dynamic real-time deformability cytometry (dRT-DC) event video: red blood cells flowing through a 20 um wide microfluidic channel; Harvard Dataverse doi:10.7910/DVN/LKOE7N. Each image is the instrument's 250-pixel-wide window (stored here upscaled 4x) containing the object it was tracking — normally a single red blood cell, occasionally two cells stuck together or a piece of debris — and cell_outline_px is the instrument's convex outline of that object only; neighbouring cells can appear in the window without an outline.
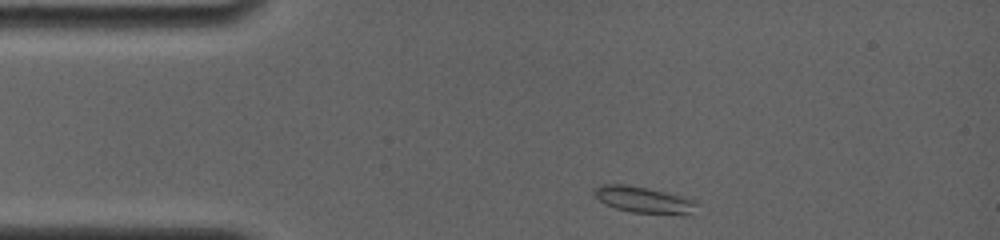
{"species": "common noctule bat (a hibernating species)", "species_latin": "Nyctalus noctula", "temperature_condition": "room temperature", "stored_images_in_passage": 31, "camera_frame_rate_fps": 4000, "um_per_image_px": 0.085, "animal": {"sex": "female", "body_mass_g": 19.0, "forearm_length_mm": 56.7}, "frame": {"image": 1, "passage_image": 1, "time_ms": 0.0, "image_size_px": [1000, 240], "cell_outline_px": [[696, 204], [692, 216], [680, 216], [632, 212], [616, 208], [604, 204], [596, 196], [596, 188], [600, 184], [628, 184], [664, 192], [696, 200]], "centroid_in_image_um": [54.79, 17.02], "position_along_channel_um": 30.2, "area_um2": 15.9}}
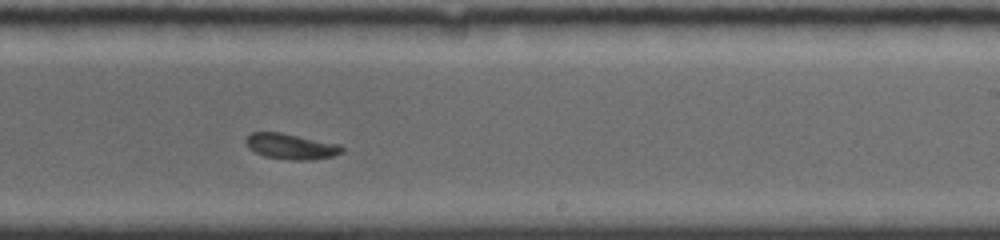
{"frame": {"image": 2, "passage_image": 19, "time_ms": 7.25, "image_size_px": [1000, 240], "cell_outline_px": [[344, 152], [332, 156], [312, 160], [288, 160], [264, 156], [248, 148], [244, 140], [252, 132], [280, 132], [340, 144], [344, 148]], "centroid_in_image_um": [24.74, 12.45], "position_along_channel_um": 264.3, "area_um2": 14.45}}
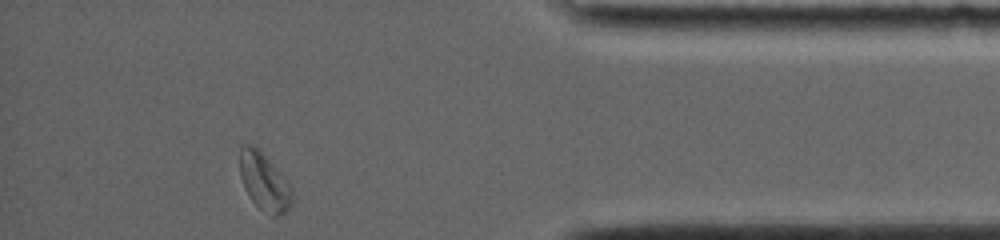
{"frame": {"image": 3, "passage_image": 31, "time_ms": 11.75, "image_size_px": [1000, 240], "cell_outline_px": [[292, 204], [284, 212], [276, 216], [272, 216], [260, 208], [252, 200], [244, 188], [240, 176], [240, 148], [244, 144], [248, 144], [256, 148], [288, 180], [292, 188]], "centroid_in_image_um": [22.46, 15.47], "position_along_channel_um": 412.7, "area_um2": 17.22}, "authors_computed_cell_mechanics": {"area_um2": 14.6812, "velocity_mm_per_s": 3.7943, "shape_relaxation_time_tau1_ms": 3.9402, "shape_relaxation_time_tau2_ms": 1.9095, "deformation_change_tau1": 0.1376, "deformation_change_tau2": 0.0666}}